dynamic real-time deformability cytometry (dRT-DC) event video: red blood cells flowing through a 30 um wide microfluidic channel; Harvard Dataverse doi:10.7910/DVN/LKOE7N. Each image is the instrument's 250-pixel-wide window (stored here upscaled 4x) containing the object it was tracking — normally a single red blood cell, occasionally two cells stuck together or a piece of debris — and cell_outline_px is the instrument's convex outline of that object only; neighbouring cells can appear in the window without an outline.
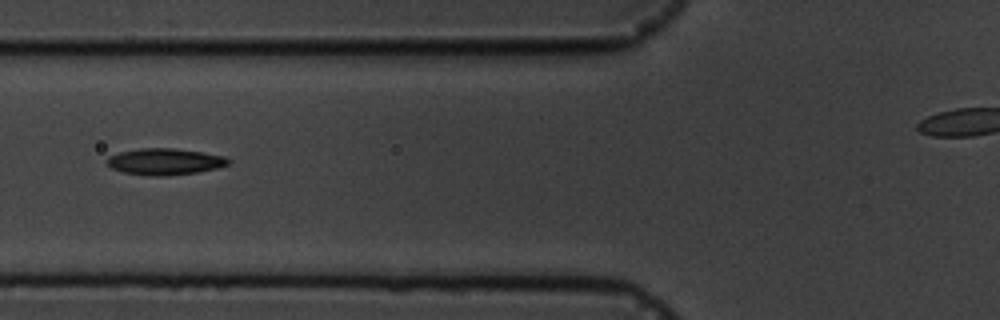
{"species": "common noctule bat (a hibernating species)", "species_latin": "Nyctalus noctula", "temperature_condition": "cold", "stored_images_in_passage": 9, "camera_frame_rate_fps": 3000, "um_per_image_px": 0.085, "animal": {"sex": "male", "body_mass_g": 19.5, "forearm_length_mm": 54.6}, "frame": {"image": 1, "passage_image": 7, "time_ms": 7.0, "image_size_px": [1000, 320], "cell_outline_px": [[232, 160], [228, 164], [216, 168], [196, 172], [164, 176], [148, 176], [124, 172], [112, 168], [104, 160], [108, 156], [120, 152], [140, 148], [172, 148], [200, 152], [224, 156]], "centroid_in_image_um": [13.98, 13.73], "position_along_channel_um": 111.8, "area_um2": 18.61}}
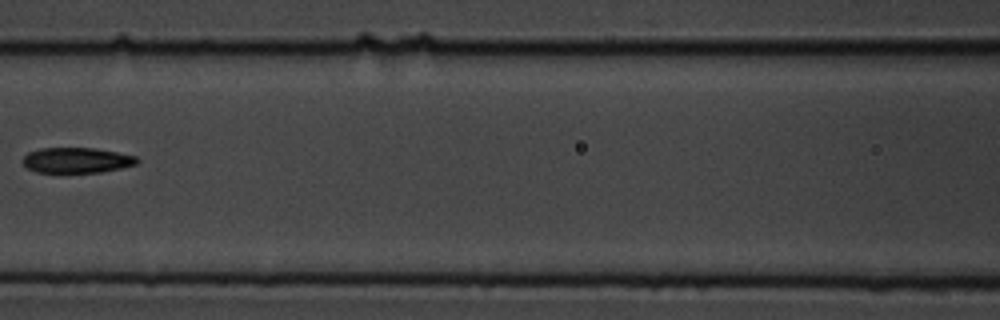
{"frame": {"image": 2, "passage_image": 8, "time_ms": 8.333, "image_size_px": [1000, 320], "cell_outline_px": [[140, 160], [136, 164], [120, 168], [100, 172], [36, 172], [28, 168], [20, 160], [28, 152], [40, 148], [96, 148], [136, 156]], "centroid_in_image_um": [6.5, 13.61], "position_along_channel_um": 160.1, "area_um2": 16.88}}
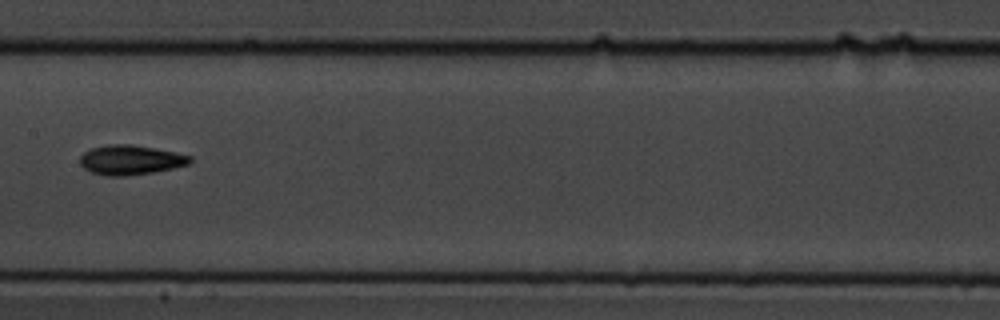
{"frame": {"image": 3, "passage_image": 9, "time_ms": 9.333, "image_size_px": [1000, 320], "cell_outline_px": [[192, 160], [188, 164], [172, 168], [152, 172], [124, 176], [104, 176], [92, 172], [84, 168], [80, 164], [80, 156], [84, 152], [92, 148], [108, 144], [132, 144], [192, 156]], "centroid_in_image_um": [11.05, 13.59], "position_along_channel_um": 196.3, "area_um2": 18.79}}